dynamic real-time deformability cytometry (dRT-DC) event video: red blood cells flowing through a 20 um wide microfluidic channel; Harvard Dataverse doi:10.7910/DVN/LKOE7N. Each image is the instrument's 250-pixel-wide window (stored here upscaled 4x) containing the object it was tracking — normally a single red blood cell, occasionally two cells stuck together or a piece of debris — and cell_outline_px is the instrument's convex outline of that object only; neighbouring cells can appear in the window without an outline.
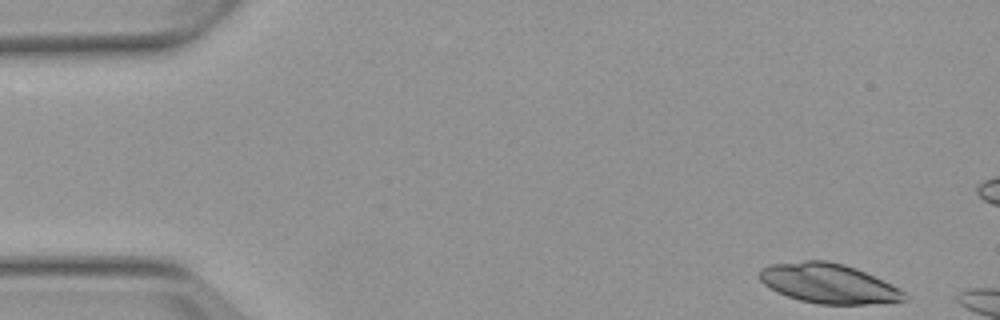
{"species": "Egyptian fruit bat (a non-hibernating species)", "species_latin": "Rousettus aegyptiacus", "temperature_condition": "warm", "stored_images_in_passage": 4, "camera_frame_rate_fps": 3000, "um_per_image_px": 0.085, "animal": {"sex": "female"}, "frame": {"image": 1, "passage_image": 1, "time_ms": 0.0, "image_size_px": [1000, 320], "cell_outline_px": [[908, 300], [868, 304], [816, 304], [800, 300], [776, 292], [764, 284], [760, 280], [760, 268], [768, 264], [804, 260], [828, 260], [844, 264], [856, 268], [892, 284], [900, 288], [908, 296]], "centroid_in_image_um": [70.42, 24.08], "position_along_channel_um": 14.6, "area_um2": 33.7}}